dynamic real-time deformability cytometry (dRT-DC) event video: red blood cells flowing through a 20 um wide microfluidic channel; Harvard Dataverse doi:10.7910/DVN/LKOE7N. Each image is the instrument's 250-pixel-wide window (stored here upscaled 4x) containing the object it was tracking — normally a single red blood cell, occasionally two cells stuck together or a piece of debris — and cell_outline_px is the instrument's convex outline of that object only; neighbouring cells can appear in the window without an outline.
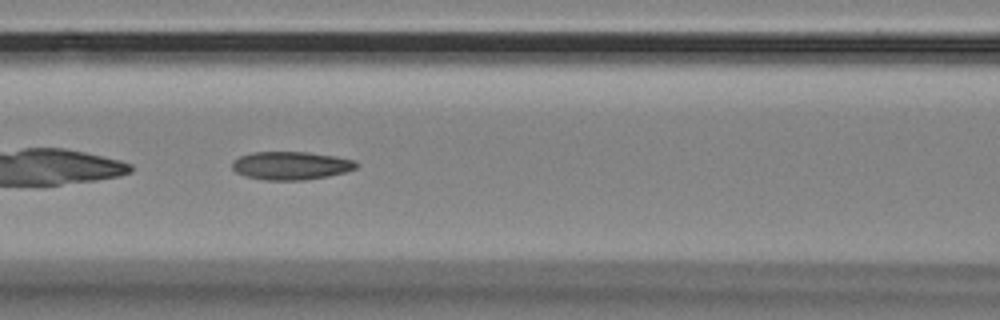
{"species": "Egyptian fruit bat (a non-hibernating species)", "species_latin": "Rousettus aegyptiacus", "temperature_condition": "room temperature", "stored_images_in_passage": 40, "camera_frame_rate_fps": 3000, "um_per_image_px": 0.085, "animal": {"sex": "female"}, "frame": {"image": 1, "passage_image": 7, "time_ms": 2.0, "image_size_px": [1000, 320], "cell_outline_px": [[360, 164], [356, 168], [344, 172], [328, 176], [304, 180], [264, 180], [248, 176], [236, 172], [232, 168], [232, 160], [240, 156], [252, 152], [308, 152], [336, 156], [356, 160]], "centroid_in_image_um": [24.76, 14.07], "position_along_channel_um": 141.8, "area_um2": 20.46}}
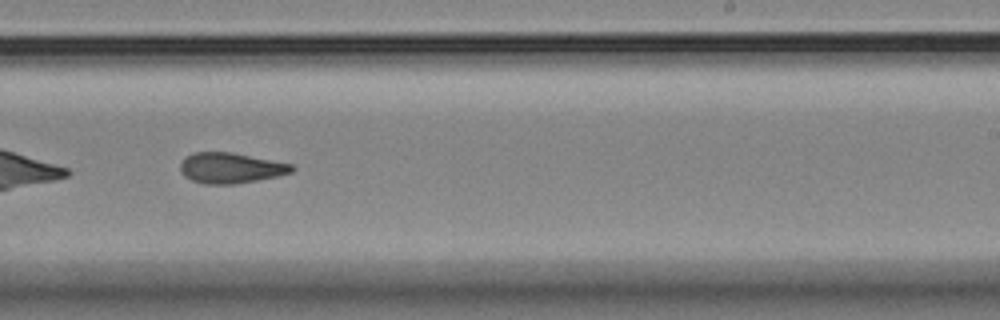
{"frame": {"image": 2, "passage_image": 18, "time_ms": 5.667, "image_size_px": [1000, 320], "cell_outline_px": [[296, 168], [292, 172], [276, 176], [236, 184], [204, 184], [192, 180], [184, 176], [180, 172], [180, 164], [184, 156], [192, 152], [232, 152], [292, 164]], "centroid_in_image_um": [19.56, 14.27], "position_along_channel_um": 269.4, "area_um2": 19.94}}
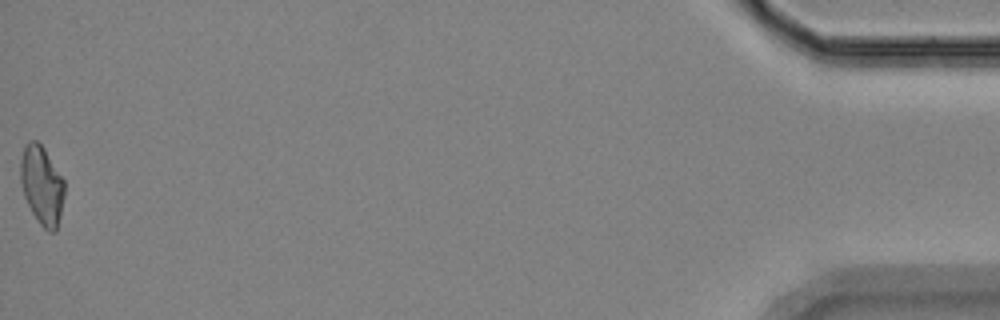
{"frame": {"image": 3, "passage_image": 40, "time_ms": 13.0, "image_size_px": [1000, 320], "cell_outline_px": [[64, 196], [56, 232], [48, 232], [40, 224], [32, 212], [24, 196], [20, 180], [20, 160], [24, 148], [32, 140], [36, 140], [44, 148], [64, 180]], "centroid_in_image_um": [3.56, 15.76], "position_along_channel_um": 431.6, "area_um2": 19.94}, "authors_computed_cell_mechanics": {"area_um2": 19.941, "velocity_mm_per_s": 3.4831, "shape_relaxation_time_tau1_ms": null, "shape_relaxation_time_tau2_ms": 4.1425, "deformation_change_tau1": null, "deformation_change_tau2": 0.123}}